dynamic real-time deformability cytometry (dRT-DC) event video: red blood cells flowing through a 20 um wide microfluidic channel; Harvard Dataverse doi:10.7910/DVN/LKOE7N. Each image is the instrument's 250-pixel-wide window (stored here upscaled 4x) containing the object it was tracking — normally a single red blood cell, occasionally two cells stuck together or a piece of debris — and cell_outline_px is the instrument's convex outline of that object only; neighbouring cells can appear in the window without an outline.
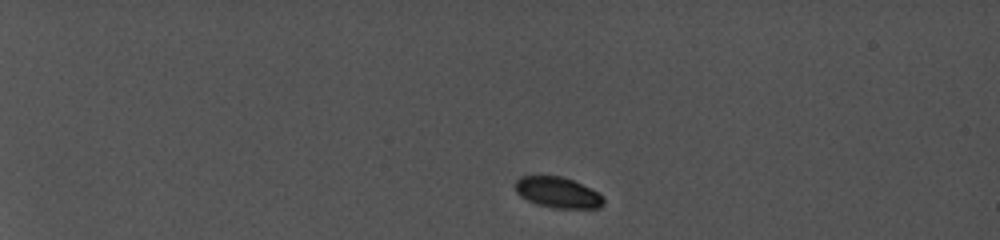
{"species": "common noctule bat (a hibernating species)", "species_latin": "Nyctalus noctula", "temperature_condition": "cold", "stored_images_in_passage": 20, "camera_frame_rate_fps": 5000, "um_per_image_px": 0.085, "animal": {"sex": "female", "body_mass_g": 19.0, "forearm_length_mm": 56.7}, "frame": {"image": 1, "passage_image": 1, "time_ms": 0.0, "image_size_px": [1000, 240], "cell_outline_px": [[604, 204], [600, 208], [552, 208], [536, 204], [520, 196], [516, 192], [512, 184], [520, 176], [560, 176], [572, 180], [604, 196]], "centroid_in_image_um": [47.36, 16.37], "position_along_channel_um": 37.6, "area_um2": 15.9}}
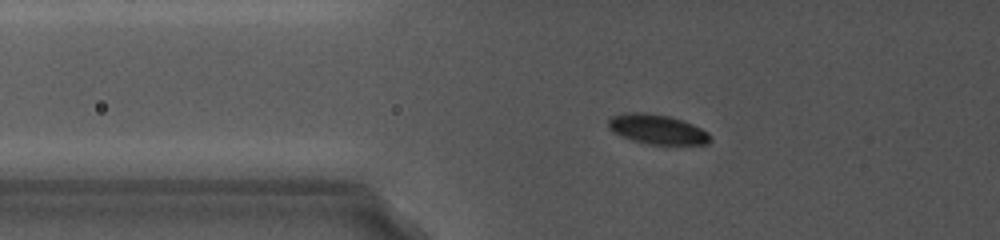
{"frame": {"image": 2, "passage_image": 10, "time_ms": 3.6, "image_size_px": [1000, 240], "cell_outline_px": [[712, 140], [708, 144], [648, 144], [632, 140], [620, 136], [612, 132], [608, 128], [608, 120], [612, 116], [624, 112], [648, 112], [672, 116], [692, 124], [708, 132]], "centroid_in_image_um": [55.83, 10.97], "position_along_channel_um": 70.0, "area_um2": 17.86}}
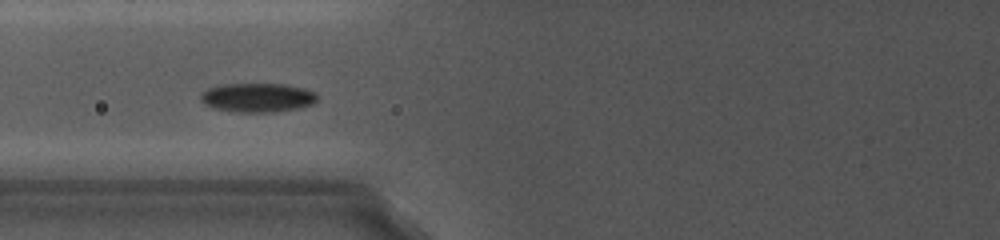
{"frame": {"image": 3, "passage_image": 14, "time_ms": 5.0, "image_size_px": [1000, 240], "cell_outline_px": [[316, 100], [312, 104], [300, 108], [276, 112], [232, 112], [212, 108], [204, 104], [200, 100], [200, 96], [204, 92], [212, 88], [232, 84], [276, 84], [300, 88], [312, 92], [316, 96]], "centroid_in_image_um": [21.86, 8.33], "position_along_channel_um": 103.9, "area_um2": 19.31}}